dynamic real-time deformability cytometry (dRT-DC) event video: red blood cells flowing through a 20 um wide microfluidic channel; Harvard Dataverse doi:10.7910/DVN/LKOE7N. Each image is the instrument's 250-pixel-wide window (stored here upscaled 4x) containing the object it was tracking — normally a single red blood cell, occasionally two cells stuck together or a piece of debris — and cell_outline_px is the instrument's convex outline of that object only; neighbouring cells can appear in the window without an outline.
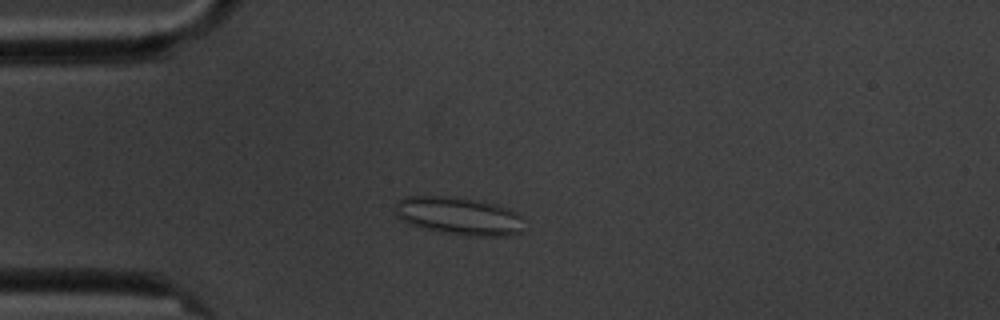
{"species": "common noctule bat (a hibernating species)", "species_latin": "Nyctalus noctula", "temperature_condition": "cold", "stored_images_in_passage": 8, "camera_frame_rate_fps": 3000, "um_per_image_px": 0.085, "animal": {"sex": "male", "body_mass_g": 20.1, "forearm_length_mm": 53.5}, "frame": {"image": 1, "passage_image": 4, "time_ms": 3.333, "image_size_px": [1000, 320], "cell_outline_px": [[520, 232], [508, 236], [468, 236], [424, 228], [408, 224], [400, 220], [396, 216], [396, 200], [404, 196], [456, 196], [496, 204], [508, 208], [516, 212], [520, 216]], "centroid_in_image_um": [38.94, 18.34], "position_along_channel_um": 46.1, "area_um2": 28.44}}
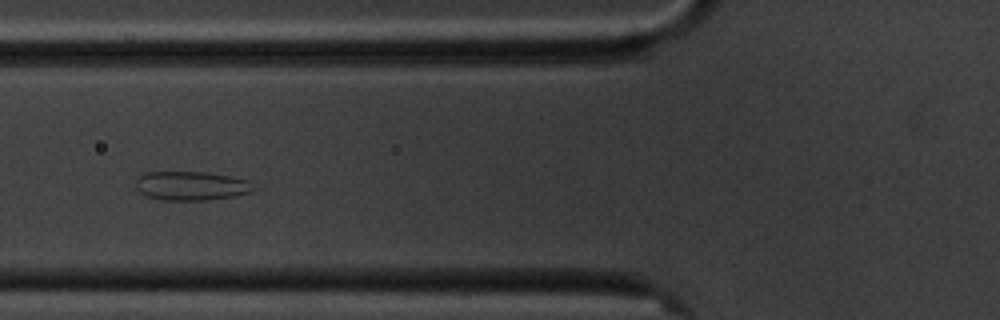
{"frame": {"image": 2, "passage_image": 6, "time_ms": 5.667, "image_size_px": [1000, 320], "cell_outline_px": [[252, 192], [236, 196], [208, 200], [160, 200], [144, 196], [136, 188], [136, 180], [144, 172], [204, 172], [232, 176], [248, 180]], "centroid_in_image_um": [16.2, 15.8], "position_along_channel_um": 109.6, "area_um2": 19.94}}